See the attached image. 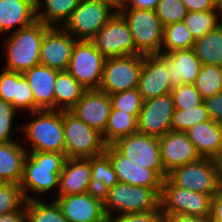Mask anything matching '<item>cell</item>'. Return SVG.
I'll list each match as a JSON object with an SVG mask.
<instances>
[{"instance_id":"1","label":"cell","mask_w":222,"mask_h":222,"mask_svg":"<svg viewBox=\"0 0 222 222\" xmlns=\"http://www.w3.org/2000/svg\"><path fill=\"white\" fill-rule=\"evenodd\" d=\"M160 192L161 188H148L118 182L102 193L105 215L108 220L112 218L109 208L118 209L120 215L159 209Z\"/></svg>"},{"instance_id":"2","label":"cell","mask_w":222,"mask_h":222,"mask_svg":"<svg viewBox=\"0 0 222 222\" xmlns=\"http://www.w3.org/2000/svg\"><path fill=\"white\" fill-rule=\"evenodd\" d=\"M28 155L24 160L19 184L26 201L34 199L26 194L27 187L33 192H46L58 186L59 174L66 160L65 154L54 152H32Z\"/></svg>"},{"instance_id":"3","label":"cell","mask_w":222,"mask_h":222,"mask_svg":"<svg viewBox=\"0 0 222 222\" xmlns=\"http://www.w3.org/2000/svg\"><path fill=\"white\" fill-rule=\"evenodd\" d=\"M50 27L35 21L32 25L18 29L7 40V66L5 70L24 72L40 65V49L45 32Z\"/></svg>"},{"instance_id":"4","label":"cell","mask_w":222,"mask_h":222,"mask_svg":"<svg viewBox=\"0 0 222 222\" xmlns=\"http://www.w3.org/2000/svg\"><path fill=\"white\" fill-rule=\"evenodd\" d=\"M40 114L24 127L25 135L32 141V152H54L64 154L63 111L38 110Z\"/></svg>"},{"instance_id":"5","label":"cell","mask_w":222,"mask_h":222,"mask_svg":"<svg viewBox=\"0 0 222 222\" xmlns=\"http://www.w3.org/2000/svg\"><path fill=\"white\" fill-rule=\"evenodd\" d=\"M112 7H118L116 0H81L63 27L73 37L90 41L115 14Z\"/></svg>"},{"instance_id":"6","label":"cell","mask_w":222,"mask_h":222,"mask_svg":"<svg viewBox=\"0 0 222 222\" xmlns=\"http://www.w3.org/2000/svg\"><path fill=\"white\" fill-rule=\"evenodd\" d=\"M117 10L127 21L135 50L143 55L160 54L163 43V26L155 10L135 8H129V11L126 9Z\"/></svg>"},{"instance_id":"7","label":"cell","mask_w":222,"mask_h":222,"mask_svg":"<svg viewBox=\"0 0 222 222\" xmlns=\"http://www.w3.org/2000/svg\"><path fill=\"white\" fill-rule=\"evenodd\" d=\"M63 124L66 158H90L105 152L102 134L70 111H63Z\"/></svg>"},{"instance_id":"8","label":"cell","mask_w":222,"mask_h":222,"mask_svg":"<svg viewBox=\"0 0 222 222\" xmlns=\"http://www.w3.org/2000/svg\"><path fill=\"white\" fill-rule=\"evenodd\" d=\"M212 196L175 186L167 177L160 192V209L164 215L186 214L210 217Z\"/></svg>"},{"instance_id":"9","label":"cell","mask_w":222,"mask_h":222,"mask_svg":"<svg viewBox=\"0 0 222 222\" xmlns=\"http://www.w3.org/2000/svg\"><path fill=\"white\" fill-rule=\"evenodd\" d=\"M143 54L106 58L99 90L108 95L137 88Z\"/></svg>"},{"instance_id":"10","label":"cell","mask_w":222,"mask_h":222,"mask_svg":"<svg viewBox=\"0 0 222 222\" xmlns=\"http://www.w3.org/2000/svg\"><path fill=\"white\" fill-rule=\"evenodd\" d=\"M105 60L91 41L77 39L67 71L87 90L99 89Z\"/></svg>"},{"instance_id":"11","label":"cell","mask_w":222,"mask_h":222,"mask_svg":"<svg viewBox=\"0 0 222 222\" xmlns=\"http://www.w3.org/2000/svg\"><path fill=\"white\" fill-rule=\"evenodd\" d=\"M167 178L180 188L213 196L218 189L216 159L200 158L198 161L177 167Z\"/></svg>"},{"instance_id":"12","label":"cell","mask_w":222,"mask_h":222,"mask_svg":"<svg viewBox=\"0 0 222 222\" xmlns=\"http://www.w3.org/2000/svg\"><path fill=\"white\" fill-rule=\"evenodd\" d=\"M106 58L139 54L125 18L118 12L90 40Z\"/></svg>"},{"instance_id":"13","label":"cell","mask_w":222,"mask_h":222,"mask_svg":"<svg viewBox=\"0 0 222 222\" xmlns=\"http://www.w3.org/2000/svg\"><path fill=\"white\" fill-rule=\"evenodd\" d=\"M112 145L132 163L153 169L164 179L159 137L135 133L118 139Z\"/></svg>"},{"instance_id":"14","label":"cell","mask_w":222,"mask_h":222,"mask_svg":"<svg viewBox=\"0 0 222 222\" xmlns=\"http://www.w3.org/2000/svg\"><path fill=\"white\" fill-rule=\"evenodd\" d=\"M175 107L170 93L143 101L137 119L138 133L161 137L171 130Z\"/></svg>"},{"instance_id":"15","label":"cell","mask_w":222,"mask_h":222,"mask_svg":"<svg viewBox=\"0 0 222 222\" xmlns=\"http://www.w3.org/2000/svg\"><path fill=\"white\" fill-rule=\"evenodd\" d=\"M68 222H106L102 194L96 191L58 196L55 200Z\"/></svg>"},{"instance_id":"16","label":"cell","mask_w":222,"mask_h":222,"mask_svg":"<svg viewBox=\"0 0 222 222\" xmlns=\"http://www.w3.org/2000/svg\"><path fill=\"white\" fill-rule=\"evenodd\" d=\"M169 71L166 65V54L143 55V66L140 72L137 89L143 101L170 93Z\"/></svg>"},{"instance_id":"17","label":"cell","mask_w":222,"mask_h":222,"mask_svg":"<svg viewBox=\"0 0 222 222\" xmlns=\"http://www.w3.org/2000/svg\"><path fill=\"white\" fill-rule=\"evenodd\" d=\"M164 179L173 169L198 161L201 157L186 132L172 131L159 137Z\"/></svg>"},{"instance_id":"18","label":"cell","mask_w":222,"mask_h":222,"mask_svg":"<svg viewBox=\"0 0 222 222\" xmlns=\"http://www.w3.org/2000/svg\"><path fill=\"white\" fill-rule=\"evenodd\" d=\"M76 41L67 31L50 27L41 44L40 65L57 71H67Z\"/></svg>"},{"instance_id":"19","label":"cell","mask_w":222,"mask_h":222,"mask_svg":"<svg viewBox=\"0 0 222 222\" xmlns=\"http://www.w3.org/2000/svg\"><path fill=\"white\" fill-rule=\"evenodd\" d=\"M112 110L110 95L99 89L86 90L69 110L92 129L103 134Z\"/></svg>"},{"instance_id":"20","label":"cell","mask_w":222,"mask_h":222,"mask_svg":"<svg viewBox=\"0 0 222 222\" xmlns=\"http://www.w3.org/2000/svg\"><path fill=\"white\" fill-rule=\"evenodd\" d=\"M105 153L110 158L119 182L148 188H162L163 179L153 169L132 163L113 145H107Z\"/></svg>"},{"instance_id":"21","label":"cell","mask_w":222,"mask_h":222,"mask_svg":"<svg viewBox=\"0 0 222 222\" xmlns=\"http://www.w3.org/2000/svg\"><path fill=\"white\" fill-rule=\"evenodd\" d=\"M60 194L68 196L95 191L91 180L90 158H66L58 181Z\"/></svg>"},{"instance_id":"22","label":"cell","mask_w":222,"mask_h":222,"mask_svg":"<svg viewBox=\"0 0 222 222\" xmlns=\"http://www.w3.org/2000/svg\"><path fill=\"white\" fill-rule=\"evenodd\" d=\"M60 71L37 65L23 72L34 96V112L54 110V86Z\"/></svg>"},{"instance_id":"23","label":"cell","mask_w":222,"mask_h":222,"mask_svg":"<svg viewBox=\"0 0 222 222\" xmlns=\"http://www.w3.org/2000/svg\"><path fill=\"white\" fill-rule=\"evenodd\" d=\"M201 158L216 159L222 154V125L212 121L196 123L186 131Z\"/></svg>"},{"instance_id":"24","label":"cell","mask_w":222,"mask_h":222,"mask_svg":"<svg viewBox=\"0 0 222 222\" xmlns=\"http://www.w3.org/2000/svg\"><path fill=\"white\" fill-rule=\"evenodd\" d=\"M165 54L170 85L175 87L183 83L194 84L202 64L193 48Z\"/></svg>"},{"instance_id":"25","label":"cell","mask_w":222,"mask_h":222,"mask_svg":"<svg viewBox=\"0 0 222 222\" xmlns=\"http://www.w3.org/2000/svg\"><path fill=\"white\" fill-rule=\"evenodd\" d=\"M36 20V0H0V32L32 25Z\"/></svg>"},{"instance_id":"26","label":"cell","mask_w":222,"mask_h":222,"mask_svg":"<svg viewBox=\"0 0 222 222\" xmlns=\"http://www.w3.org/2000/svg\"><path fill=\"white\" fill-rule=\"evenodd\" d=\"M27 151L14 141L0 143V176L8 183L20 184Z\"/></svg>"},{"instance_id":"27","label":"cell","mask_w":222,"mask_h":222,"mask_svg":"<svg viewBox=\"0 0 222 222\" xmlns=\"http://www.w3.org/2000/svg\"><path fill=\"white\" fill-rule=\"evenodd\" d=\"M86 90L68 71H60L55 80L54 107L57 106L61 111H69Z\"/></svg>"},{"instance_id":"28","label":"cell","mask_w":222,"mask_h":222,"mask_svg":"<svg viewBox=\"0 0 222 222\" xmlns=\"http://www.w3.org/2000/svg\"><path fill=\"white\" fill-rule=\"evenodd\" d=\"M138 116L118 109H112L107 126L102 134L105 144L112 145L122 137L138 133Z\"/></svg>"},{"instance_id":"29","label":"cell","mask_w":222,"mask_h":222,"mask_svg":"<svg viewBox=\"0 0 222 222\" xmlns=\"http://www.w3.org/2000/svg\"><path fill=\"white\" fill-rule=\"evenodd\" d=\"M193 50L201 64L222 66V24L196 39Z\"/></svg>"},{"instance_id":"30","label":"cell","mask_w":222,"mask_h":222,"mask_svg":"<svg viewBox=\"0 0 222 222\" xmlns=\"http://www.w3.org/2000/svg\"><path fill=\"white\" fill-rule=\"evenodd\" d=\"M91 180L92 188L100 194L119 182L110 158L105 152L91 157Z\"/></svg>"},{"instance_id":"31","label":"cell","mask_w":222,"mask_h":222,"mask_svg":"<svg viewBox=\"0 0 222 222\" xmlns=\"http://www.w3.org/2000/svg\"><path fill=\"white\" fill-rule=\"evenodd\" d=\"M194 85L203 100L222 92V66L202 64Z\"/></svg>"},{"instance_id":"32","label":"cell","mask_w":222,"mask_h":222,"mask_svg":"<svg viewBox=\"0 0 222 222\" xmlns=\"http://www.w3.org/2000/svg\"><path fill=\"white\" fill-rule=\"evenodd\" d=\"M81 0H45L46 11L44 13L36 12V20L43 22L49 27L64 20L63 24L69 20L73 11L78 7Z\"/></svg>"},{"instance_id":"33","label":"cell","mask_w":222,"mask_h":222,"mask_svg":"<svg viewBox=\"0 0 222 222\" xmlns=\"http://www.w3.org/2000/svg\"><path fill=\"white\" fill-rule=\"evenodd\" d=\"M195 39L193 38L189 28L184 21L176 22L163 27V43L167 51L191 49L194 46Z\"/></svg>"},{"instance_id":"34","label":"cell","mask_w":222,"mask_h":222,"mask_svg":"<svg viewBox=\"0 0 222 222\" xmlns=\"http://www.w3.org/2000/svg\"><path fill=\"white\" fill-rule=\"evenodd\" d=\"M25 209L27 222H68L55 200L51 204L27 200Z\"/></svg>"},{"instance_id":"35","label":"cell","mask_w":222,"mask_h":222,"mask_svg":"<svg viewBox=\"0 0 222 222\" xmlns=\"http://www.w3.org/2000/svg\"><path fill=\"white\" fill-rule=\"evenodd\" d=\"M217 16L215 10L187 12L184 22L196 40L222 24Z\"/></svg>"},{"instance_id":"36","label":"cell","mask_w":222,"mask_h":222,"mask_svg":"<svg viewBox=\"0 0 222 222\" xmlns=\"http://www.w3.org/2000/svg\"><path fill=\"white\" fill-rule=\"evenodd\" d=\"M210 120L205 103L190 109H175L171 121L172 131L186 132L196 123Z\"/></svg>"},{"instance_id":"37","label":"cell","mask_w":222,"mask_h":222,"mask_svg":"<svg viewBox=\"0 0 222 222\" xmlns=\"http://www.w3.org/2000/svg\"><path fill=\"white\" fill-rule=\"evenodd\" d=\"M187 12L182 0H160L155 8V13L163 27L184 21Z\"/></svg>"},{"instance_id":"38","label":"cell","mask_w":222,"mask_h":222,"mask_svg":"<svg viewBox=\"0 0 222 222\" xmlns=\"http://www.w3.org/2000/svg\"><path fill=\"white\" fill-rule=\"evenodd\" d=\"M112 109H118L131 115H139L143 99L137 88L110 95Z\"/></svg>"},{"instance_id":"39","label":"cell","mask_w":222,"mask_h":222,"mask_svg":"<svg viewBox=\"0 0 222 222\" xmlns=\"http://www.w3.org/2000/svg\"><path fill=\"white\" fill-rule=\"evenodd\" d=\"M175 109H190L201 105L204 100L194 84L183 83L170 91Z\"/></svg>"},{"instance_id":"40","label":"cell","mask_w":222,"mask_h":222,"mask_svg":"<svg viewBox=\"0 0 222 222\" xmlns=\"http://www.w3.org/2000/svg\"><path fill=\"white\" fill-rule=\"evenodd\" d=\"M25 202L19 184L7 183L0 188V215L20 210Z\"/></svg>"},{"instance_id":"41","label":"cell","mask_w":222,"mask_h":222,"mask_svg":"<svg viewBox=\"0 0 222 222\" xmlns=\"http://www.w3.org/2000/svg\"><path fill=\"white\" fill-rule=\"evenodd\" d=\"M13 107L16 110L21 108L34 112V96L22 72H17V91L16 98H13Z\"/></svg>"},{"instance_id":"42","label":"cell","mask_w":222,"mask_h":222,"mask_svg":"<svg viewBox=\"0 0 222 222\" xmlns=\"http://www.w3.org/2000/svg\"><path fill=\"white\" fill-rule=\"evenodd\" d=\"M16 111L10 103L0 98V143L13 141L10 140V130Z\"/></svg>"},{"instance_id":"43","label":"cell","mask_w":222,"mask_h":222,"mask_svg":"<svg viewBox=\"0 0 222 222\" xmlns=\"http://www.w3.org/2000/svg\"><path fill=\"white\" fill-rule=\"evenodd\" d=\"M17 72L3 71L0 74V98L13 106V98H16Z\"/></svg>"},{"instance_id":"44","label":"cell","mask_w":222,"mask_h":222,"mask_svg":"<svg viewBox=\"0 0 222 222\" xmlns=\"http://www.w3.org/2000/svg\"><path fill=\"white\" fill-rule=\"evenodd\" d=\"M116 219H109L110 222H165V216L161 209L150 210L141 213L122 214Z\"/></svg>"},{"instance_id":"45","label":"cell","mask_w":222,"mask_h":222,"mask_svg":"<svg viewBox=\"0 0 222 222\" xmlns=\"http://www.w3.org/2000/svg\"><path fill=\"white\" fill-rule=\"evenodd\" d=\"M204 103L210 119L222 125V92L205 99Z\"/></svg>"},{"instance_id":"46","label":"cell","mask_w":222,"mask_h":222,"mask_svg":"<svg viewBox=\"0 0 222 222\" xmlns=\"http://www.w3.org/2000/svg\"><path fill=\"white\" fill-rule=\"evenodd\" d=\"M187 11L193 12V11H207V10H220V13L222 12V9L217 7L213 1L211 0H182Z\"/></svg>"},{"instance_id":"47","label":"cell","mask_w":222,"mask_h":222,"mask_svg":"<svg viewBox=\"0 0 222 222\" xmlns=\"http://www.w3.org/2000/svg\"><path fill=\"white\" fill-rule=\"evenodd\" d=\"M160 0H120L118 2V9H128V3L130 8L143 9V10H155ZM127 3V4H126ZM127 6V7H126Z\"/></svg>"},{"instance_id":"48","label":"cell","mask_w":222,"mask_h":222,"mask_svg":"<svg viewBox=\"0 0 222 222\" xmlns=\"http://www.w3.org/2000/svg\"><path fill=\"white\" fill-rule=\"evenodd\" d=\"M209 219L211 222H222V190L212 196Z\"/></svg>"},{"instance_id":"49","label":"cell","mask_w":222,"mask_h":222,"mask_svg":"<svg viewBox=\"0 0 222 222\" xmlns=\"http://www.w3.org/2000/svg\"><path fill=\"white\" fill-rule=\"evenodd\" d=\"M165 222H211L209 217H200L186 214L164 215Z\"/></svg>"},{"instance_id":"50","label":"cell","mask_w":222,"mask_h":222,"mask_svg":"<svg viewBox=\"0 0 222 222\" xmlns=\"http://www.w3.org/2000/svg\"><path fill=\"white\" fill-rule=\"evenodd\" d=\"M0 222H26L25 205L20 210L0 215Z\"/></svg>"},{"instance_id":"51","label":"cell","mask_w":222,"mask_h":222,"mask_svg":"<svg viewBox=\"0 0 222 222\" xmlns=\"http://www.w3.org/2000/svg\"><path fill=\"white\" fill-rule=\"evenodd\" d=\"M218 189L222 190V154L216 158Z\"/></svg>"},{"instance_id":"52","label":"cell","mask_w":222,"mask_h":222,"mask_svg":"<svg viewBox=\"0 0 222 222\" xmlns=\"http://www.w3.org/2000/svg\"><path fill=\"white\" fill-rule=\"evenodd\" d=\"M211 1H213V3H214L217 7H219V8L222 9V0H211Z\"/></svg>"},{"instance_id":"53","label":"cell","mask_w":222,"mask_h":222,"mask_svg":"<svg viewBox=\"0 0 222 222\" xmlns=\"http://www.w3.org/2000/svg\"><path fill=\"white\" fill-rule=\"evenodd\" d=\"M8 182L4 179V178H2L1 176H0V188H2L4 185H6Z\"/></svg>"},{"instance_id":"54","label":"cell","mask_w":222,"mask_h":222,"mask_svg":"<svg viewBox=\"0 0 222 222\" xmlns=\"http://www.w3.org/2000/svg\"><path fill=\"white\" fill-rule=\"evenodd\" d=\"M41 2L39 0H36V12H39L40 10Z\"/></svg>"}]
</instances>
